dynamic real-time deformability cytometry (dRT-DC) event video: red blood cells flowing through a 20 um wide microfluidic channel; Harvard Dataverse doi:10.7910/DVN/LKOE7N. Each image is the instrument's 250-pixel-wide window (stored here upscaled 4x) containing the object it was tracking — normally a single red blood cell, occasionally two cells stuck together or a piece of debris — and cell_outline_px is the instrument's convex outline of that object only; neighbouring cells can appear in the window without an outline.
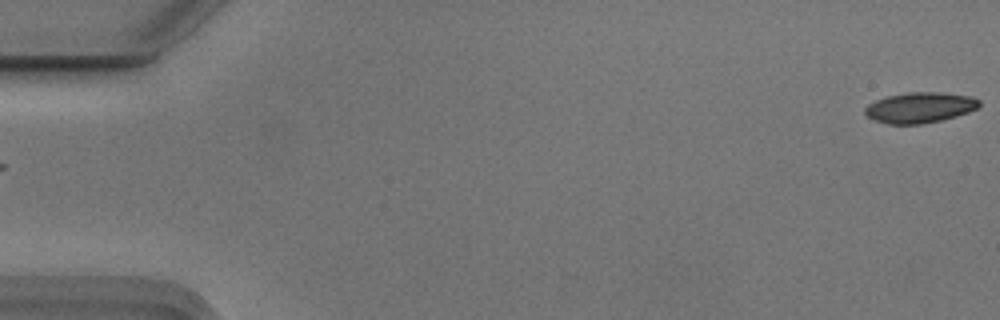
{"species": "Egyptian fruit bat (a non-hibernating species)", "species_latin": "Rousettus aegyptiacus", "temperature_condition": "cold", "stored_images_in_passage": 12, "camera_frame_rate_fps": 3000, "um_per_image_px": 0.085, "animal": {"sex": "male"}, "frame": {"image": 1, "passage_image": 1, "time_ms": 0.0, "image_size_px": [1000, 320], "cell_outline_px": [[980, 104], [976, 108], [968, 112], [956, 116], [940, 120], [920, 124], [888, 124], [876, 120], [868, 116], [864, 112], [864, 108], [868, 104], [876, 100], [888, 96], [908, 92], [944, 92], [972, 96], [980, 100]], "centroid_in_image_um": [78.2, 9.13], "position_along_channel_um": 6.8, "area_um2": 20.29}}